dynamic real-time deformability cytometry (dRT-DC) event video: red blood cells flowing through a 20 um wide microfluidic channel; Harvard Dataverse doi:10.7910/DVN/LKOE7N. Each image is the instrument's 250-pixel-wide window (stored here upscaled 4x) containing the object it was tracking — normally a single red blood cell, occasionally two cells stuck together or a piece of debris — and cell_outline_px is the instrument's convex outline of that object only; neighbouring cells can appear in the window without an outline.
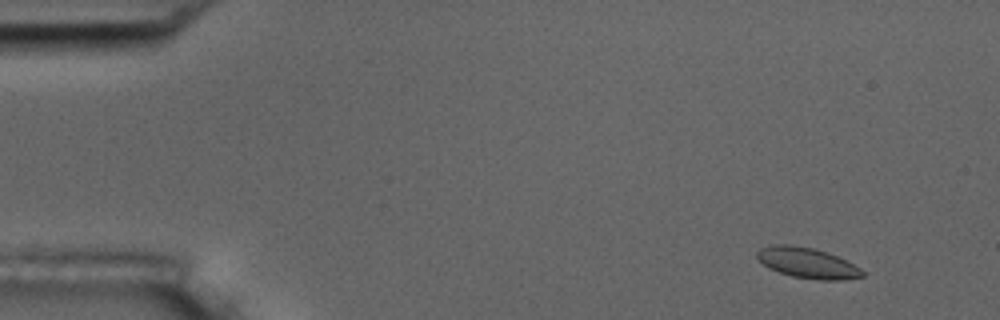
{"species": "common noctule bat (a hibernating species)", "species_latin": "Nyctalus noctula", "temperature_condition": "room temperature", "stored_images_in_passage": 9, "camera_frame_rate_fps": 3000, "um_per_image_px": 0.085, "animal": {"sex": "male", "body_mass_g": 17.5, "forearm_length_mm": 52.3}, "frame": {"image": 1, "passage_image": 1, "time_ms": 0.0, "image_size_px": [1000, 320], "cell_outline_px": [[864, 276], [844, 280], [820, 280], [792, 276], [768, 268], [756, 256], [756, 252], [760, 248], [772, 244], [788, 244], [812, 248], [836, 256], [860, 268], [864, 272]], "centroid_in_image_um": [68.6, 22.35], "position_along_channel_um": 16.4, "area_um2": 18.5}}
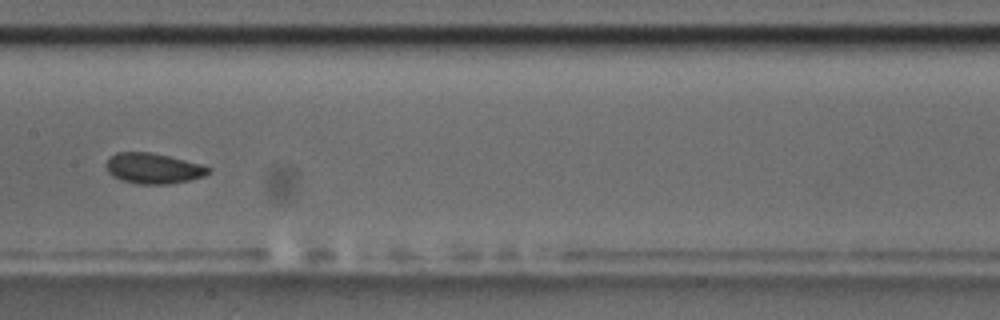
{"frame": {"image": 2, "passage_image": 8, "time_ms": 2.333, "image_size_px": [1000, 320], "cell_outline_px": [[212, 168], [204, 176], [188, 180], [168, 184], [136, 184], [120, 180], [112, 176], [108, 172], [104, 164], [108, 156], [116, 152], [152, 152], [200, 164]], "centroid_in_image_um": [12.95, 14.31], "position_along_channel_um": 194.5, "area_um2": 18.32}}